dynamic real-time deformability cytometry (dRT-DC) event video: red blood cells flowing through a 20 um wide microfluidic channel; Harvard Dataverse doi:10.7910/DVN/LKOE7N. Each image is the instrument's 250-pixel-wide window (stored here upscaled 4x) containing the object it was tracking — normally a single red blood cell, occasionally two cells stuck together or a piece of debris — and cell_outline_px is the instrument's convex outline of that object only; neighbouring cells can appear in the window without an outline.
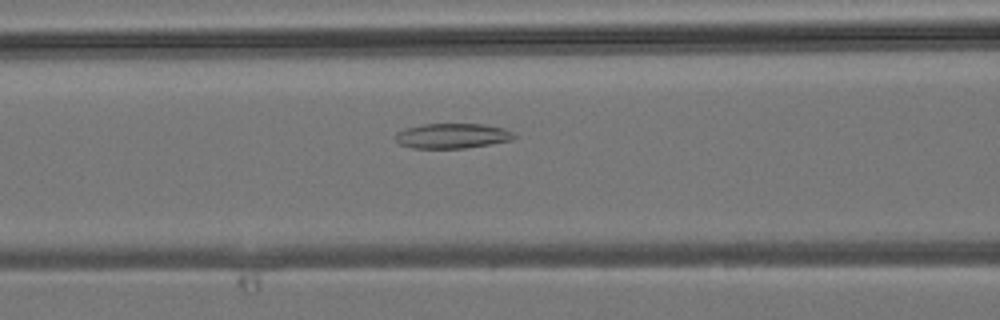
{"species": "common noctule bat (a hibernating species)", "species_latin": "Nyctalus noctula", "temperature_condition": "room temperature", "stored_images_in_passage": 27, "segment_of_instrument_passage": [1, 2], "camera_frame_rate_fps": 3000, "um_per_image_px": 0.085, "animal": {"sex": "male", "body_mass_g": 19.2, "forearm_length_mm": 51.8}, "frame": {"image": 1, "passage_image": 5, "time_ms": 1.333, "image_size_px": [1000, 320], "cell_outline_px": [[516, 136], [512, 140], [464, 148], [412, 148], [400, 144], [396, 140], [396, 132], [404, 128], [424, 124], [484, 124], [504, 128], [512, 132]], "centroid_in_image_um": [38.43, 11.54], "position_along_channel_um": 128.2, "area_um2": 17.22}}
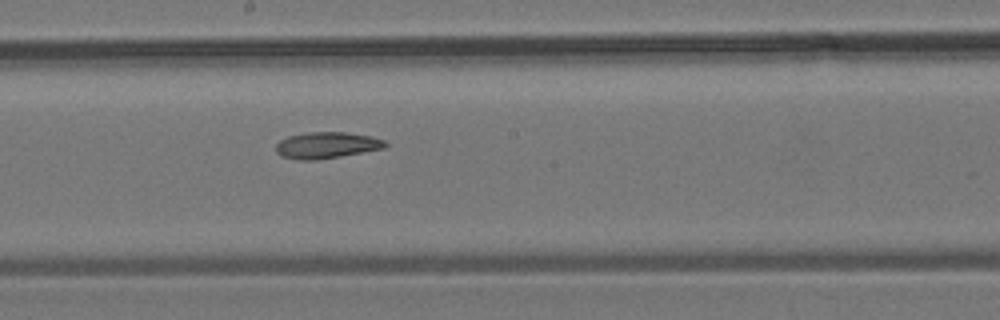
{"frame": {"image": 2, "passage_image": 11, "time_ms": 3.333, "image_size_px": [1000, 320], "cell_outline_px": [[388, 144], [384, 148], [340, 156], [316, 160], [300, 160], [280, 156], [276, 152], [276, 144], [280, 140], [288, 136], [308, 132], [344, 132], [372, 136], [384, 140]], "centroid_in_image_um": [27.74, 12.34], "position_along_channel_um": 220.5, "area_um2": 16.76}}
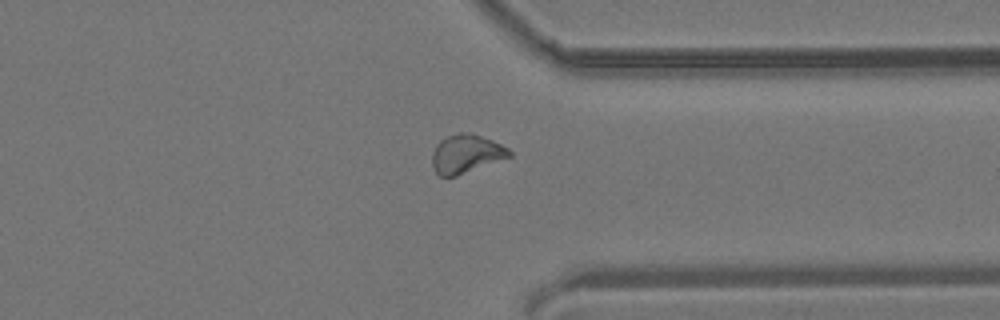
{"frame": {"image": 3, "passage_image": 21, "time_ms": 6.667, "image_size_px": [1000, 320], "cell_outline_px": [[512, 156], [456, 176], [440, 176], [436, 172], [432, 164], [432, 152], [436, 144], [440, 140], [448, 136], [460, 132], [472, 132], [492, 140], [508, 148], [512, 152]], "centroid_in_image_um": [39.62, 13.06], "position_along_channel_um": 371.8, "area_um2": 17.34}}